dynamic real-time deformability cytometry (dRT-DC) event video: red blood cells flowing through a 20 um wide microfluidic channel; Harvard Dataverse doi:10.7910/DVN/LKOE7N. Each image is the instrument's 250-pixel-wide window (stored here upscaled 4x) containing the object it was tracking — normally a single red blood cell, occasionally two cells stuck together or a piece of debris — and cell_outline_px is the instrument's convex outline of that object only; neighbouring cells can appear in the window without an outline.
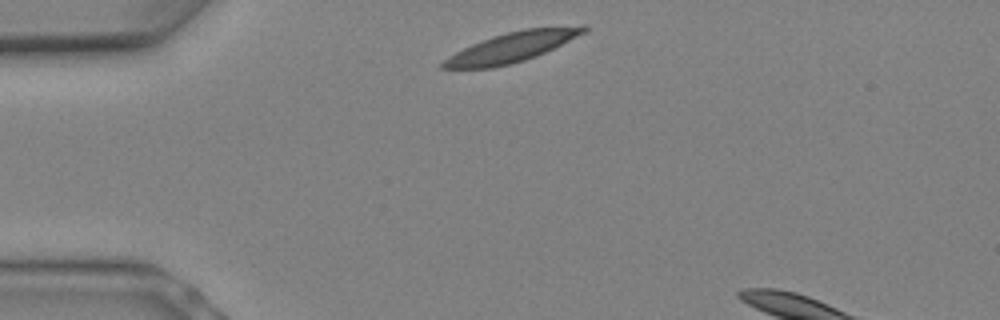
{"species": "Egyptian fruit bat (a non-hibernating species)", "species_latin": "Rousettus aegyptiacus", "temperature_condition": "warm", "stored_images_in_passage": 4, "camera_frame_rate_fps": 3000, "um_per_image_px": 0.085, "animal": {"sex": "female"}, "frame": {"image": 1, "passage_image": 1, "time_ms": 0.0, "image_size_px": [1000, 320], "cell_outline_px": [[588, 28], [584, 32], [544, 52], [524, 60], [492, 68], [440, 68], [440, 64], [444, 60], [456, 52], [472, 44], [492, 36], [524, 28], [584, 24]], "centroid_in_image_um": [43.51, 3.98], "position_along_channel_um": 41.5, "area_um2": 24.04}}
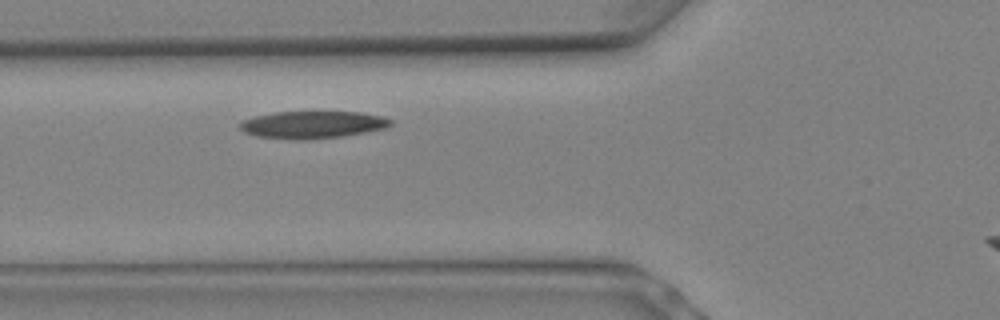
{"frame": {"image": 2, "passage_image": 4, "time_ms": 1.0, "image_size_px": [1000, 320], "cell_outline_px": [[392, 124], [384, 128], [368, 132], [344, 136], [308, 140], [296, 140], [256, 136], [244, 132], [240, 128], [240, 120], [272, 112], [360, 112], [380, 116], [392, 120]], "centroid_in_image_um": [26.54, 10.61], "position_along_channel_um": 99.3, "area_um2": 24.1}}